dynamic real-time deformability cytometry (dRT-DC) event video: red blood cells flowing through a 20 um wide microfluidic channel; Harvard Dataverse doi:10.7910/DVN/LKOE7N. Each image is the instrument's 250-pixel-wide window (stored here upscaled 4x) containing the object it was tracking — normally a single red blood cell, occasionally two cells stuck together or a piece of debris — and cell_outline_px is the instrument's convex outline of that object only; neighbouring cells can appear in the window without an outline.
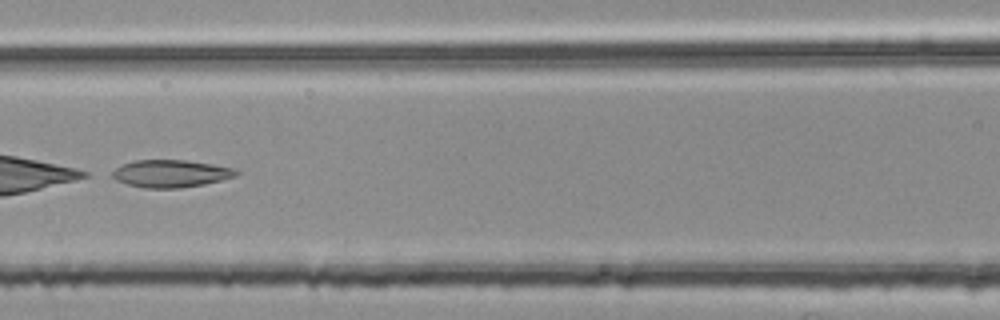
{"species": "common noctule bat (a hibernating species)", "species_latin": "Nyctalus noctula", "temperature_condition": "room temperature", "stored_images_in_passage": 52, "camera_frame_rate_fps": 3000, "um_per_image_px": 0.085, "animal": {"sex": "female", "body_mass_g": 25.1}, "frame": {"image": 1, "passage_image": 24, "time_ms": 7.667, "image_size_px": [1000, 320], "cell_outline_px": [[240, 172], [236, 176], [204, 184], [180, 188], [144, 188], [128, 184], [116, 180], [108, 176], [108, 172], [132, 160], [184, 160], [212, 164], [232, 168]], "centroid_in_image_um": [14.45, 14.75], "position_along_channel_um": 152.2, "area_um2": 19.88}}
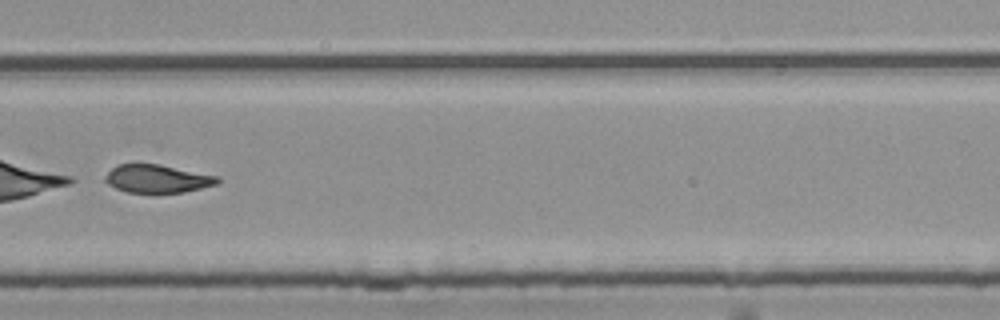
{"frame": {"image": 2, "passage_image": 37, "time_ms": 12.0, "image_size_px": [1000, 320], "cell_outline_px": [[220, 180], [216, 184], [184, 192], [156, 196], [128, 192], [116, 188], [108, 184], [104, 180], [104, 176], [112, 168], [120, 164], [160, 164], [216, 176]], "centroid_in_image_um": [13.33, 15.24], "position_along_channel_um": 316.5, "area_um2": 18.84}}